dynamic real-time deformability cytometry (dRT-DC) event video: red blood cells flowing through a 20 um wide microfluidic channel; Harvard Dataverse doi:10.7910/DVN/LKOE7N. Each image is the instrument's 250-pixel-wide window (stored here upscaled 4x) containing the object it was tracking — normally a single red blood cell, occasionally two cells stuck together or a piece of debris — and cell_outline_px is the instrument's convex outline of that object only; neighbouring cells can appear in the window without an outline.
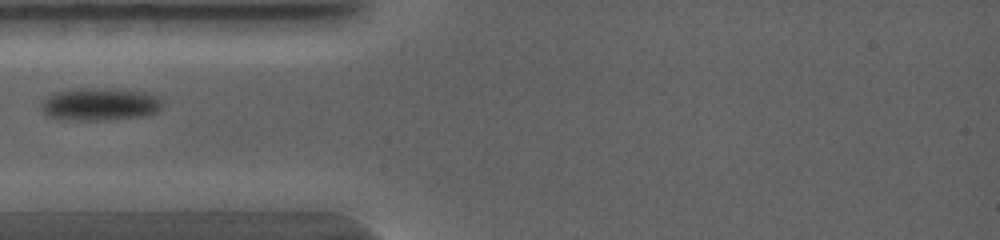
{"species": "common noctule bat (a hibernating species)", "species_latin": "Nyctalus noctula", "temperature_condition": "warm", "stored_images_in_passage": 1, "camera_frame_rate_fps": 5000, "um_per_image_px": 0.085, "animal": {"sex": "female", "body_mass_g": 19.0, "forearm_length_mm": 56.7}, "frame": {"image": 1, "passage_image": 1, "time_ms": 0.0, "image_size_px": [1000, 240], "cell_outline_px": [[160, 108], [156, 112], [148, 116], [104, 120], [68, 120], [48, 116], [40, 108], [40, 104], [48, 96], [56, 92], [80, 88], [108, 88], [140, 92], [156, 96], [160, 100]], "centroid_in_image_um": [8.45, 8.87], "position_along_channel_um": 76.5, "area_um2": 22.89}}